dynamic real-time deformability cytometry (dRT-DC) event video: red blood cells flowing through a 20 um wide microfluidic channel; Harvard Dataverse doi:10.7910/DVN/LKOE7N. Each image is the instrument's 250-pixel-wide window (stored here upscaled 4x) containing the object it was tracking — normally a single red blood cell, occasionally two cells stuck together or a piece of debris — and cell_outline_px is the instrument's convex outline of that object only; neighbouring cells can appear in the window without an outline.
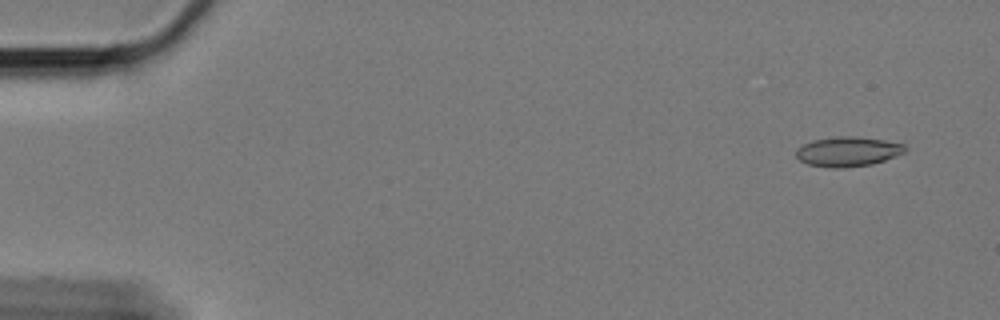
{"species": "Egyptian fruit bat (a non-hibernating species)", "species_latin": "Rousettus aegyptiacus", "temperature_condition": "cold", "stored_images_in_passage": 52, "camera_frame_rate_fps": 3000, "um_per_image_px": 0.085, "animal": {"sex": "female"}, "frame": {"image": 1, "passage_image": 1, "time_ms": 0.0, "image_size_px": [1000, 320], "cell_outline_px": [[908, 148], [904, 152], [896, 156], [872, 164], [844, 168], [832, 168], [808, 164], [800, 160], [796, 156], [796, 148], [804, 144], [816, 140], [840, 136], [848, 136], [884, 140], [904, 144]], "centroid_in_image_um": [72.08, 12.89], "position_along_channel_um": 12.9, "area_um2": 18.67}}
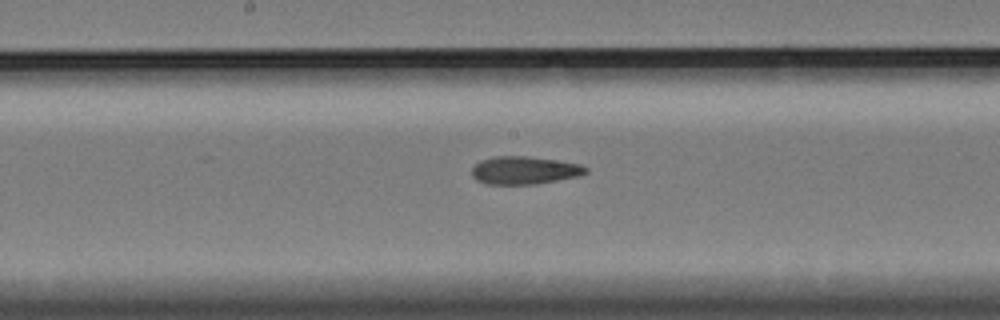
{"frame": {"image": 2, "passage_image": 29, "time_ms": 9.333, "image_size_px": [1000, 320], "cell_outline_px": [[588, 172], [580, 176], [536, 184], [488, 184], [476, 180], [472, 176], [472, 168], [480, 160], [492, 156], [528, 156], [556, 160], [580, 164], [588, 168]], "centroid_in_image_um": [44.58, 14.47], "position_along_channel_um": 203.6, "area_um2": 18.61}}
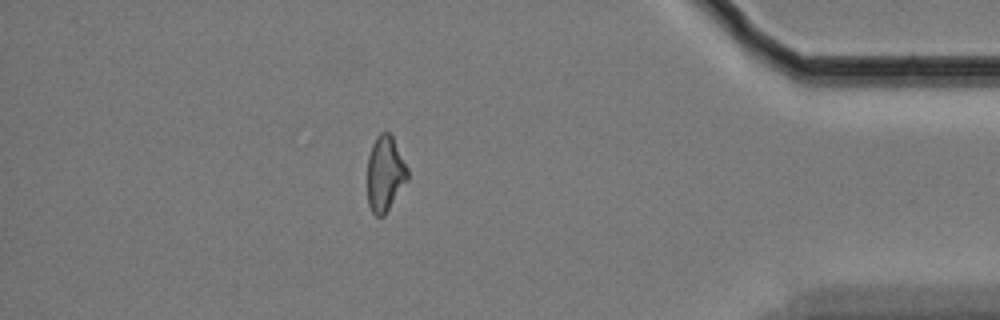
{"frame": {"image": 3, "passage_image": 50, "time_ms": 16.333, "image_size_px": [1000, 320], "cell_outline_px": [[408, 180], [384, 216], [376, 216], [372, 212], [368, 204], [368, 156], [372, 144], [376, 136], [380, 132], [388, 132], [392, 136], [408, 168]], "centroid_in_image_um": [32.73, 14.76], "position_along_channel_um": 402.5, "area_um2": 17.69}}